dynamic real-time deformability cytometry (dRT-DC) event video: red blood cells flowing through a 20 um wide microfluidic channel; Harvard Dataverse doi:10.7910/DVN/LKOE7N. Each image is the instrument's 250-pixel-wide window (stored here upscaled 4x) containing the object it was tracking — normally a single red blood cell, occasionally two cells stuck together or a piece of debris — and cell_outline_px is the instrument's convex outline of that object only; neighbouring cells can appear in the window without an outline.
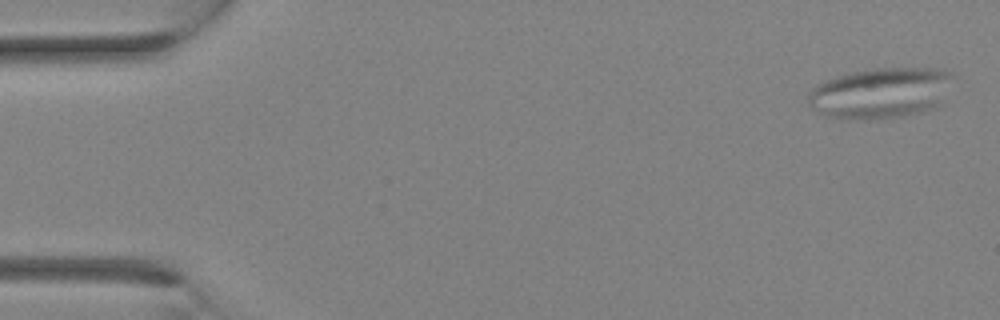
{"species": "Egyptian fruit bat (a non-hibernating species)", "species_latin": "Rousettus aegyptiacus", "temperature_condition": "room temperature", "stored_images_in_passage": 20, "camera_frame_rate_fps": 3000, "um_per_image_px": 0.085, "animal": {"sex": "female"}, "frame": {"image": 1, "passage_image": 1, "time_ms": 0.0, "image_size_px": [1000, 320], "cell_outline_px": [[952, 76], [944, 104], [936, 108], [904, 116], [876, 120], [864, 120], [828, 116], [816, 112], [808, 104], [808, 92], [816, 84], [824, 80], [848, 72], [876, 68], [936, 68], [948, 72]], "centroid_in_image_um": [74.85, 7.91], "position_along_channel_um": 10.2, "area_um2": 43.47}}
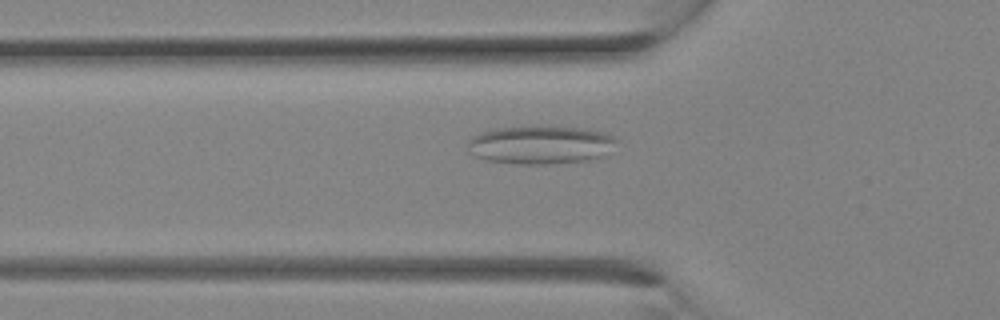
{"frame": {"image": 2, "passage_image": 10, "time_ms": 3.0, "image_size_px": [1000, 320], "cell_outline_px": [[616, 140], [600, 156], [588, 160], [548, 164], [520, 164], [488, 160], [476, 156], [468, 152], [468, 140], [472, 136], [496, 128], [580, 128], [604, 132], [612, 136]], "centroid_in_image_um": [45.86, 12.33], "position_along_channel_um": 79.9, "area_um2": 32.02}}
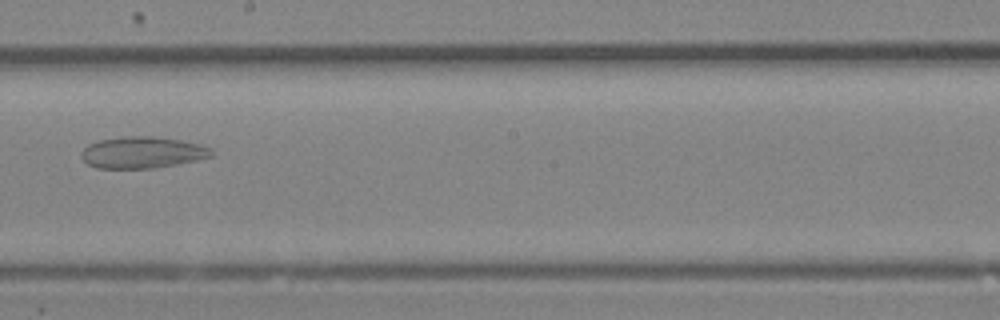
{"frame": {"image": 3, "passage_image": 17, "time_ms": 5.333, "image_size_px": [1000, 320], "cell_outline_px": [[216, 152], [212, 156], [196, 160], [156, 168], [96, 168], [88, 164], [80, 156], [80, 152], [88, 144], [100, 140], [124, 136], [152, 136], [180, 140], [200, 144], [212, 148]], "centroid_in_image_um": [12.11, 12.96], "position_along_channel_um": 236.1, "area_um2": 24.04}}